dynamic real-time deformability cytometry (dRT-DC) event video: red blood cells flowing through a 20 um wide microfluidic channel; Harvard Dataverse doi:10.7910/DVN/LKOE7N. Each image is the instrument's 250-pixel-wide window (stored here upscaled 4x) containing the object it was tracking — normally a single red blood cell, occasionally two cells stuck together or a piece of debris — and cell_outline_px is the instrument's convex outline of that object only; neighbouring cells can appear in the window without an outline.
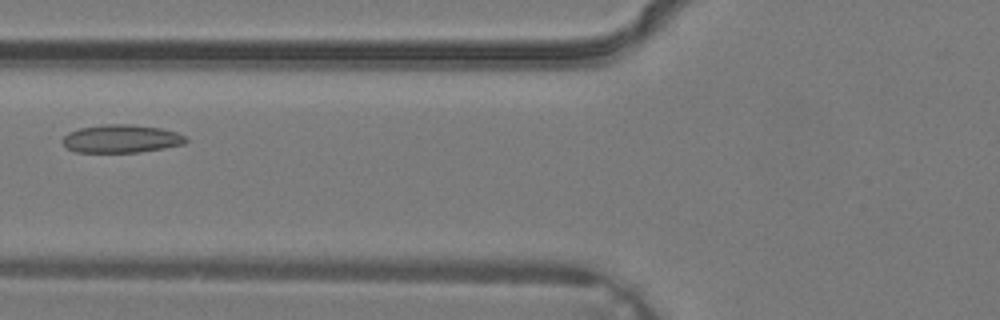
{"species": "common noctule bat (a hibernating species)", "species_latin": "Nyctalus noctula", "temperature_condition": "warm", "stored_images_in_passage": 2, "camera_frame_rate_fps": 3000, "um_per_image_px": 0.085, "animal": {"sex": "male", "body_mass_g": 19.2, "forearm_length_mm": 51.8}, "frame": {"image": 1, "passage_image": 2, "time_ms": 0.333, "image_size_px": [1000, 320], "cell_outline_px": [[188, 140], [184, 144], [164, 148], [140, 152], [76, 152], [68, 148], [64, 144], [64, 136], [68, 132], [80, 128], [104, 124], [132, 124], [160, 128], [176, 132], [184, 136]], "centroid_in_image_um": [10.32, 11.79], "position_along_channel_um": 115.5, "area_um2": 20.06}}